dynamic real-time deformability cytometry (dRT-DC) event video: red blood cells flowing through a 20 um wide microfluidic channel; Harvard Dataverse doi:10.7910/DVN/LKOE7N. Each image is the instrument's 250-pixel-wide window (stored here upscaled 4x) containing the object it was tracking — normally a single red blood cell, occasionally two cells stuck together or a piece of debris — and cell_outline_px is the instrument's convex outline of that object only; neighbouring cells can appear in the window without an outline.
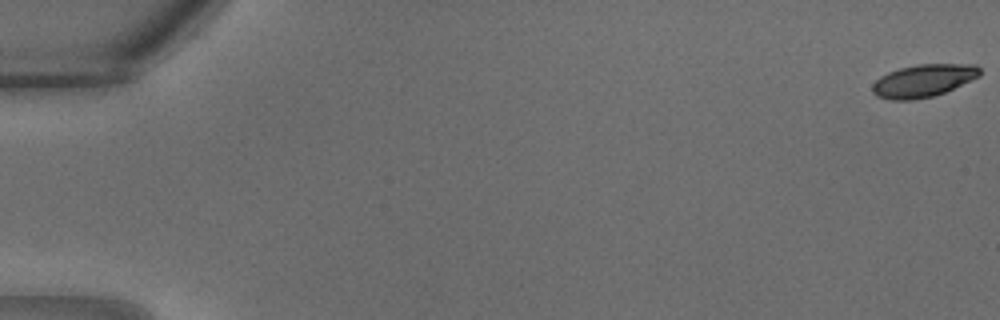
{"species": "common noctule bat (a hibernating species)", "species_latin": "Nyctalus noctula", "temperature_condition": "warm", "stored_images_in_passage": 21, "camera_frame_rate_fps": 3000, "um_per_image_px": 0.085, "animal": {"sex": "male", "body_mass_g": 18.8}, "frame": {"image": 1, "passage_image": 1, "time_ms": 0.0, "image_size_px": [1000, 320], "cell_outline_px": [[980, 76], [944, 92], [932, 96], [912, 100], [888, 100], [876, 96], [872, 92], [872, 84], [880, 76], [888, 72], [900, 68], [916, 64], [976, 64], [980, 68]], "centroid_in_image_um": [78.45, 6.85], "position_along_channel_um": 6.5, "area_um2": 20.46}}
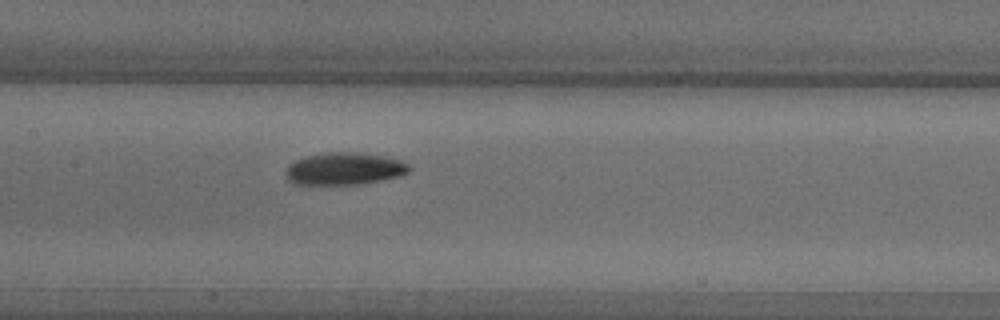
{"frame": {"image": 2, "passage_image": 17, "time_ms": 5.333, "image_size_px": [1000, 320], "cell_outline_px": [[408, 172], [400, 176], [360, 184], [292, 184], [288, 180], [284, 172], [288, 164], [296, 160], [308, 156], [332, 152], [356, 152], [384, 156], [400, 160], [408, 164]], "centroid_in_image_um": [29.23, 14.35], "position_along_channel_um": 178.2, "area_um2": 23.06}}
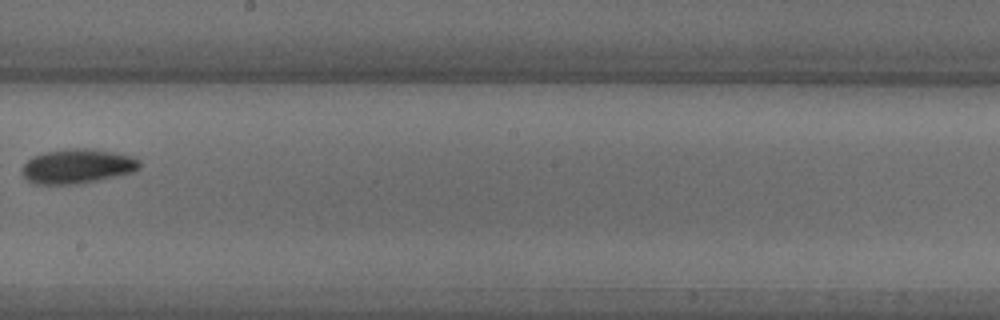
{"frame": {"image": 3, "passage_image": 20, "time_ms": 6.333, "image_size_px": [1000, 320], "cell_outline_px": [[140, 168], [132, 172], [116, 176], [80, 184], [32, 184], [24, 176], [24, 164], [32, 156], [44, 152], [72, 148], [92, 148], [132, 156], [140, 160]], "centroid_in_image_um": [6.59, 14.13], "position_along_channel_um": 241.6, "area_um2": 23.58}}